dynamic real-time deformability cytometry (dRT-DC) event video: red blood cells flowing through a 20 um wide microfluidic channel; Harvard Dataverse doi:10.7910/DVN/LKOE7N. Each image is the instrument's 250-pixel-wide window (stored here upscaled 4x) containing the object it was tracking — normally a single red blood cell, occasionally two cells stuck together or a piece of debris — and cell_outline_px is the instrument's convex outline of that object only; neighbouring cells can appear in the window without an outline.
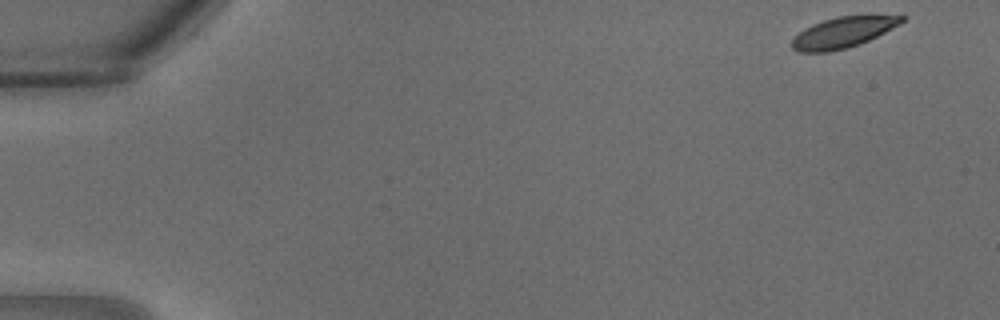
{"species": "common noctule bat (a hibernating species)", "species_latin": "Nyctalus noctula", "temperature_condition": "warm", "stored_images_in_passage": 31, "camera_frame_rate_fps": 3000, "um_per_image_px": 0.085, "animal": {"sex": "male", "body_mass_g": 18.8}, "frame": {"image": 1, "passage_image": 1, "time_ms": 0.0, "image_size_px": [1000, 320], "cell_outline_px": [[908, 16], [900, 24], [860, 44], [828, 52], [800, 52], [792, 48], [792, 40], [804, 28], [812, 24], [836, 16], [868, 12], [904, 12]], "centroid_in_image_um": [71.85, 2.64], "position_along_channel_um": 13.1, "area_um2": 20.81}}
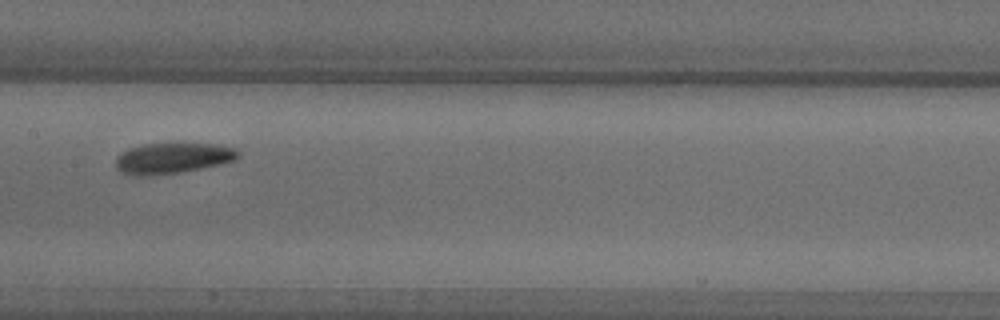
{"frame": {"image": 2, "passage_image": 16, "time_ms": 5.0, "image_size_px": [1000, 320], "cell_outline_px": [[240, 156], [236, 160], [220, 164], [180, 172], [148, 176], [132, 176], [120, 172], [116, 168], [116, 156], [128, 148], [144, 144], [180, 140], [216, 144], [236, 148], [240, 152]], "centroid_in_image_um": [14.68, 13.39], "position_along_channel_um": 192.7, "area_um2": 23.06}}
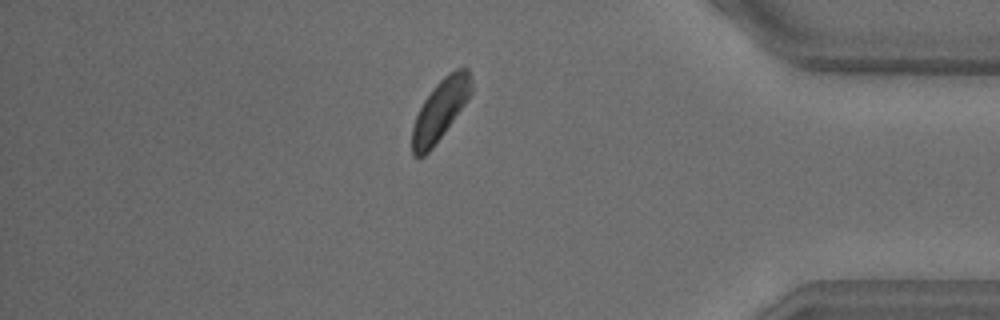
{"frame": {"image": 3, "passage_image": 27, "time_ms": 8.667, "image_size_px": [1000, 320], "cell_outline_px": [[472, 92], [464, 104], [444, 132], [432, 148], [424, 156], [416, 160], [412, 156], [412, 128], [416, 116], [424, 100], [432, 88], [448, 72], [456, 68], [468, 68], [472, 80]], "centroid_in_image_um": [37.4, 9.35], "position_along_channel_um": 397.8, "area_um2": 20.81}}